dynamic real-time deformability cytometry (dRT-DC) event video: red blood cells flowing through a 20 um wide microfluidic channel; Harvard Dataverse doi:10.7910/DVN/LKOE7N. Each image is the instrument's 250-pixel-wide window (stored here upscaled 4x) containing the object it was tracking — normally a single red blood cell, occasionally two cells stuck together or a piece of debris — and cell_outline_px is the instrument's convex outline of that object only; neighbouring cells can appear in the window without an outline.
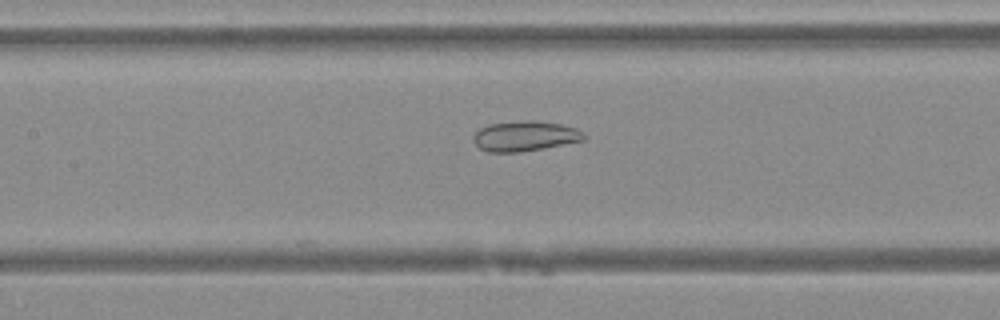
{"species": "Egyptian fruit bat (a non-hibernating species)", "species_latin": "Rousettus aegyptiacus", "temperature_condition": "warm", "stored_images_in_passage": 38, "camera_frame_rate_fps": 3000, "um_per_image_px": 0.085, "animal": {"sex": "female"}, "frame": {"image": 1, "passage_image": 19, "time_ms": 6.0, "image_size_px": [1000, 320], "cell_outline_px": [[584, 140], [544, 148], [520, 152], [488, 152], [480, 148], [472, 140], [472, 136], [480, 128], [488, 124], [524, 120], [536, 120], [560, 124], [576, 128], [584, 132]], "centroid_in_image_um": [44.6, 11.56], "position_along_channel_um": 162.8, "area_um2": 19.48}}
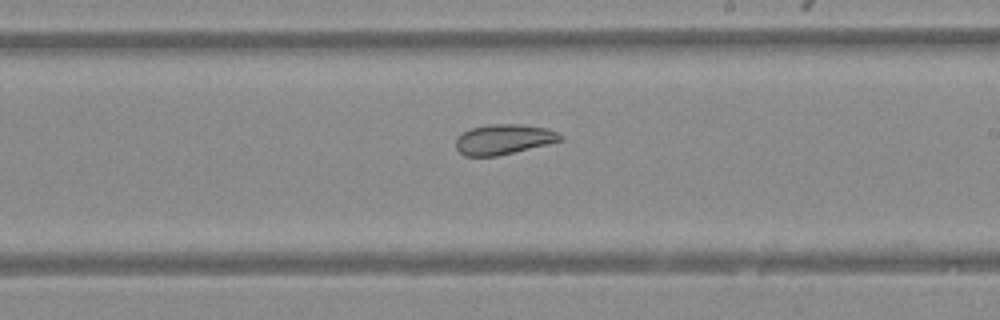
{"frame": {"image": 2, "passage_image": 25, "time_ms": 8.0, "image_size_px": [1000, 320], "cell_outline_px": [[564, 140], [496, 156], [464, 156], [456, 148], [456, 140], [464, 132], [472, 128], [488, 124], [524, 124], [548, 128], [556, 132]], "centroid_in_image_um": [42.82, 11.83], "position_along_channel_um": 246.2, "area_um2": 18.15}}
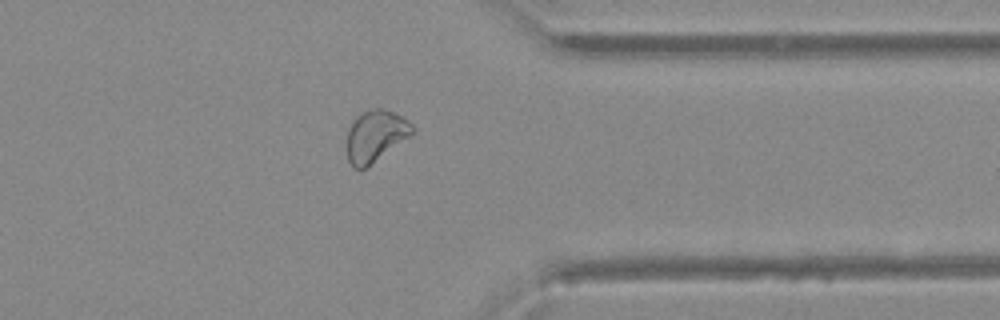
{"frame": {"image": 3, "passage_image": 35, "time_ms": 11.333, "image_size_px": [1000, 320], "cell_outline_px": [[416, 132], [412, 136], [364, 168], [356, 168], [348, 160], [348, 128], [352, 120], [360, 112], [372, 108], [380, 108], [392, 112], [408, 120], [416, 128]], "centroid_in_image_um": [31.96, 11.51], "position_along_channel_um": 379.4, "area_um2": 19.59}}